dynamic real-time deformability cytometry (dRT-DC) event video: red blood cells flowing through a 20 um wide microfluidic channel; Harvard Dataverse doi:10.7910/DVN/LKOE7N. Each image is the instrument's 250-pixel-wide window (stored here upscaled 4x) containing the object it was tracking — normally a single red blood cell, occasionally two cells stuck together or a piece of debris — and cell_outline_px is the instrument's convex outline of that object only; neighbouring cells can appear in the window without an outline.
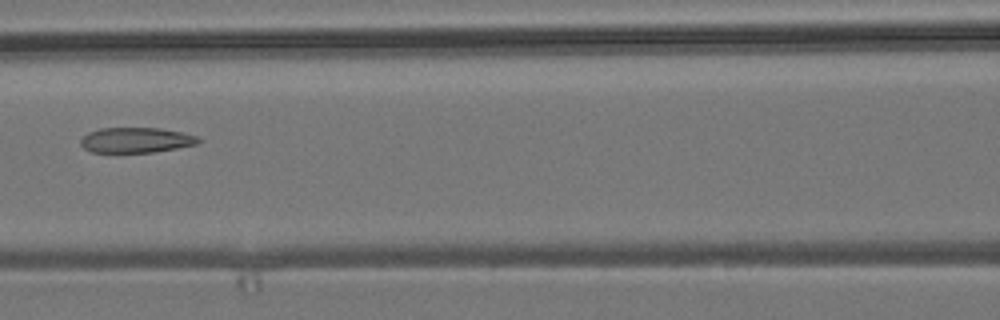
{"species": "common noctule bat (a hibernating species)", "species_latin": "Nyctalus noctula", "temperature_condition": "room temperature", "stored_images_in_passage": 7, "camera_frame_rate_fps": 3000, "um_per_image_px": 0.085, "animal": {"sex": "male", "body_mass_g": 19.2, "forearm_length_mm": 51.8}, "frame": {"image": 1, "passage_image": 7, "time_ms": 7.0, "image_size_px": [1000, 320], "cell_outline_px": [[204, 140], [196, 144], [176, 148], [152, 152], [92, 152], [84, 148], [80, 144], [80, 140], [88, 132], [100, 128], [160, 128], [180, 132], [196, 136]], "centroid_in_image_um": [11.55, 11.9], "position_along_channel_um": 155.0, "area_um2": 17.22}}